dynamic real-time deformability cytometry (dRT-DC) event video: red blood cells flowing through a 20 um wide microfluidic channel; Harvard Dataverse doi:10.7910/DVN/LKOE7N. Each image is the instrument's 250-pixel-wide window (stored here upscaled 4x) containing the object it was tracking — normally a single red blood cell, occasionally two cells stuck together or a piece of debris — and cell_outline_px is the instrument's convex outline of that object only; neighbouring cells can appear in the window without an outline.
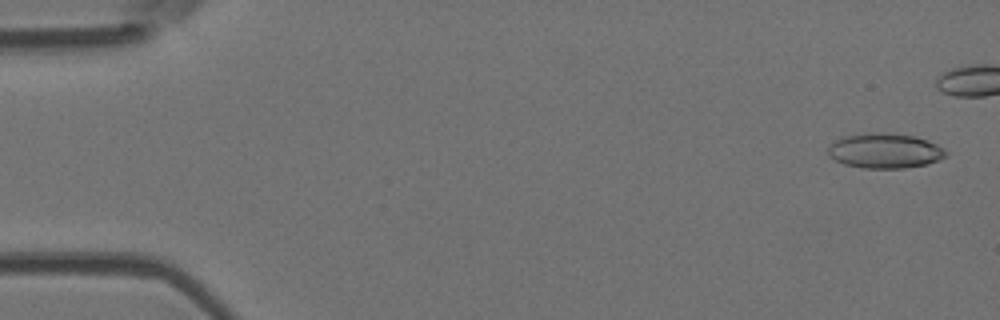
{"species": "Egyptian fruit bat (a non-hibernating species)", "species_latin": "Rousettus aegyptiacus", "temperature_condition": "room temperature", "stored_images_in_passage": 5, "camera_frame_rate_fps": 3000, "um_per_image_px": 0.085, "animal": {"sex": "female"}, "frame": {"image": 1, "passage_image": 1, "time_ms": 0.0, "image_size_px": [1000, 320], "cell_outline_px": [[948, 152], [940, 160], [924, 164], [904, 168], [864, 168], [844, 164], [836, 160], [828, 152], [828, 148], [840, 136], [868, 132], [884, 132], [916, 136], [928, 140], [944, 148]], "centroid_in_image_um": [75.22, 12.79], "position_along_channel_um": 9.8, "area_um2": 24.04}}
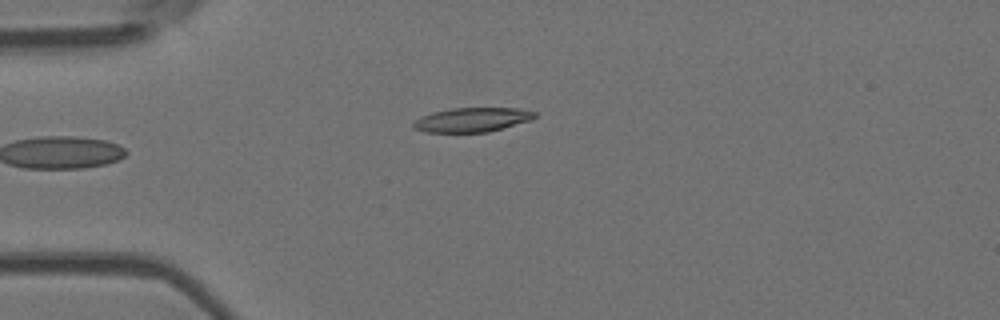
{"frame": {"image": 2, "passage_image": 5, "time_ms": 5.333, "image_size_px": [1000, 320], "cell_outline_px": [[536, 116], [532, 120], [488, 132], [424, 132], [412, 128], [412, 124], [416, 120], [432, 112], [452, 108], [520, 108], [536, 112]], "centroid_in_image_um": [40.15, 10.18], "position_along_channel_um": 44.8, "area_um2": 17.17}}